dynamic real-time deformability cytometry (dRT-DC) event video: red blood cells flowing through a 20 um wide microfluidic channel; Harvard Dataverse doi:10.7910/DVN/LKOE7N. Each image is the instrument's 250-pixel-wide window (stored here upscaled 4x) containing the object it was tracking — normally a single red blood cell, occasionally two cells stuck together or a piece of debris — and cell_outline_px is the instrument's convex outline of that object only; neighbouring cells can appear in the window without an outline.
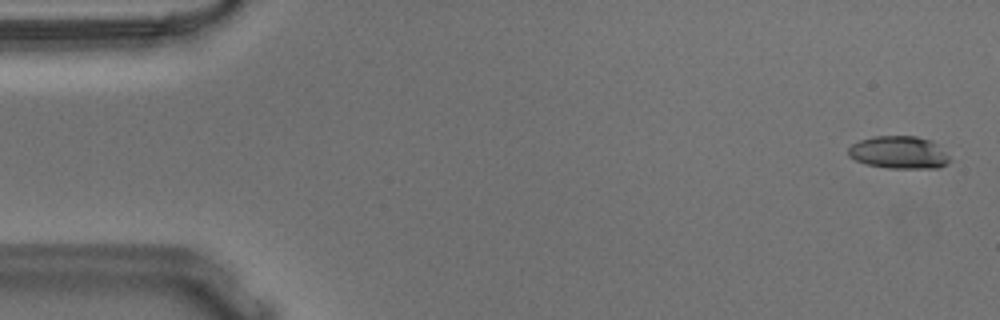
{"species": "Egyptian fruit bat (a non-hibernating species)", "species_latin": "Rousettus aegyptiacus", "temperature_condition": "warm", "stored_images_in_passage": 55, "camera_frame_rate_fps": 3000, "um_per_image_px": 0.085, "animal": {"sex": "male"}, "frame": {"image": 1, "passage_image": 2, "time_ms": 0.333, "image_size_px": [1000, 320], "cell_outline_px": [[952, 160], [948, 164], [940, 168], [888, 168], [864, 164], [848, 156], [848, 148], [852, 144], [860, 140], [872, 136], [916, 136], [932, 140]], "centroid_in_image_um": [76.4, 12.96], "position_along_channel_um": 8.6, "area_um2": 19.42}}
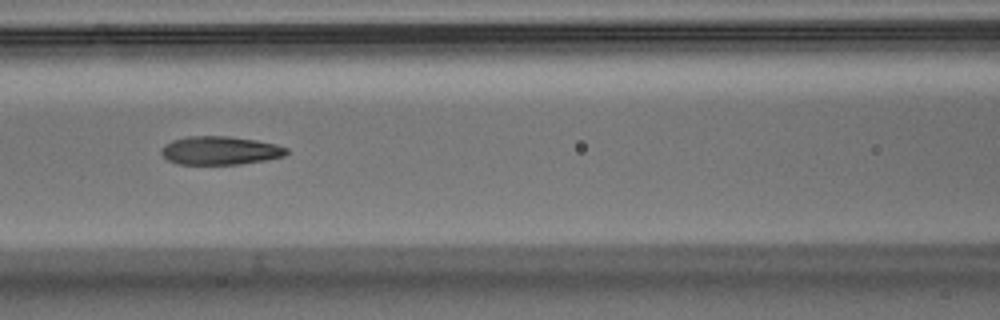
{"frame": {"image": 2, "passage_image": 24, "time_ms": 7.667, "image_size_px": [1000, 320], "cell_outline_px": [[288, 152], [284, 156], [264, 160], [240, 164], [176, 164], [168, 160], [160, 152], [160, 148], [164, 144], [172, 140], [188, 136], [228, 136], [256, 140], [276, 144], [288, 148]], "centroid_in_image_um": [18.68, 12.79], "position_along_channel_um": 147.9, "area_um2": 20.81}}
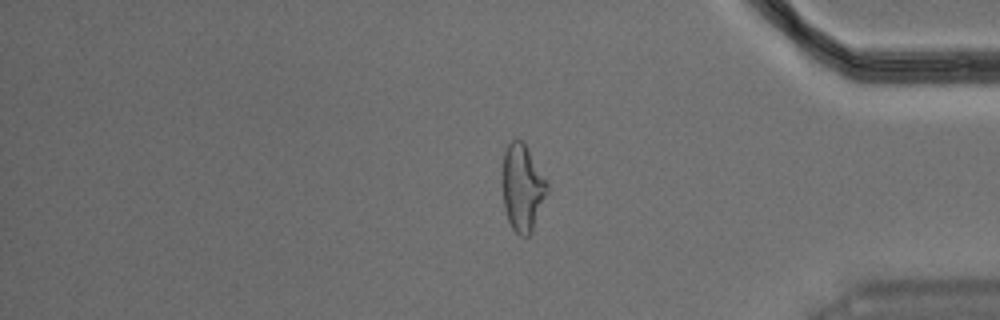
{"frame": {"image": 3, "passage_image": 46, "time_ms": 15.0, "image_size_px": [1000, 320], "cell_outline_px": [[548, 192], [532, 232], [528, 236], [520, 236], [512, 228], [508, 220], [504, 208], [500, 172], [504, 152], [508, 144], [516, 136], [524, 144], [548, 184]], "centroid_in_image_um": [44.36, 15.97], "position_along_channel_um": 390.8, "area_um2": 22.89}, "authors_computed_cell_mechanics": {"area_um2": 21.2126, "velocity_mm_per_s": 3.6396, "shape_relaxation_time_tau1_ms": 7.2925, "shape_relaxation_time_tau2_ms": 1.2387, "deformation_change_tau1": 0.2255, "deformation_change_tau2": 0.0977}}